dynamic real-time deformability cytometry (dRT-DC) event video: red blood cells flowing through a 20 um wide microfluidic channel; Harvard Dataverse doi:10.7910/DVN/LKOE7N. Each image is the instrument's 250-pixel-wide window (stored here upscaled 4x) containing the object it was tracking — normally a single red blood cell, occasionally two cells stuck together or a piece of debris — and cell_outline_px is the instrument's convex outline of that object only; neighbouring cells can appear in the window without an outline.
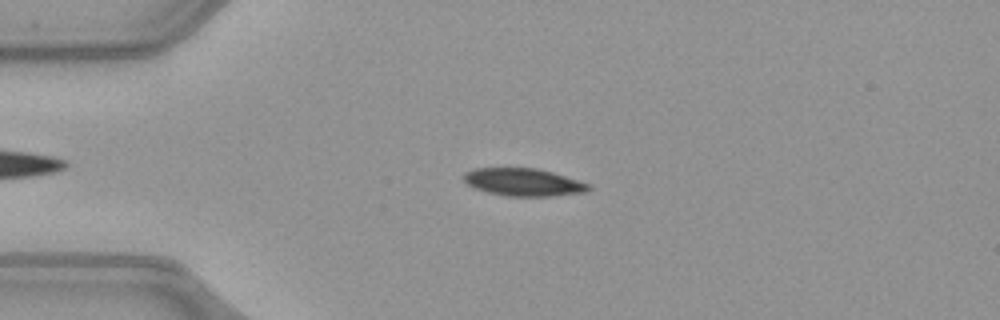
{"species": "common noctule bat (a hibernating species)", "species_latin": "Nyctalus noctula", "temperature_condition": "warm", "stored_images_in_passage": 52, "camera_frame_rate_fps": 3000, "um_per_image_px": 0.085, "animal": {"sex": "female", "body_mass_g": 21.9}, "frame": {"image": 1, "passage_image": 13, "time_ms": 4.0, "image_size_px": [1000, 320], "cell_outline_px": [[592, 188], [588, 192], [548, 196], [504, 196], [488, 192], [476, 188], [468, 184], [464, 180], [464, 172], [476, 168], [536, 168], [552, 172], [588, 184]], "centroid_in_image_um": [44.48, 15.49], "position_along_channel_um": 40.5, "area_um2": 19.88}}
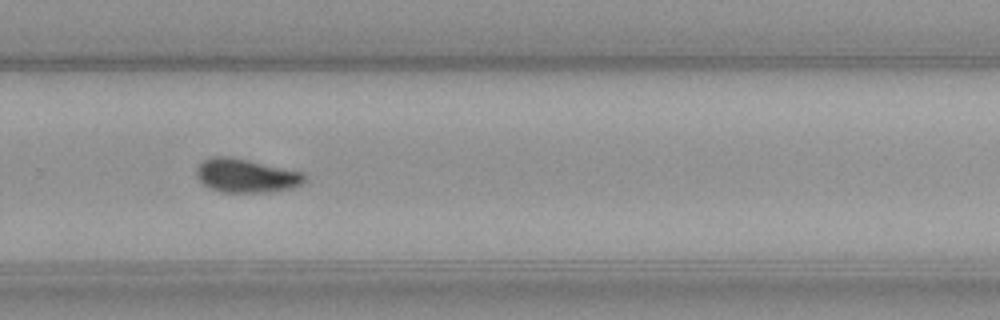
{"frame": {"image": 2, "passage_image": 35, "time_ms": 11.333, "image_size_px": [1000, 320], "cell_outline_px": [[308, 180], [304, 184], [292, 188], [272, 192], [224, 192], [208, 188], [196, 176], [196, 168], [200, 160], [212, 156], [228, 156], [248, 160], [304, 172]], "centroid_in_image_um": [20.94, 14.93], "position_along_channel_um": 308.9, "area_um2": 21.62}}
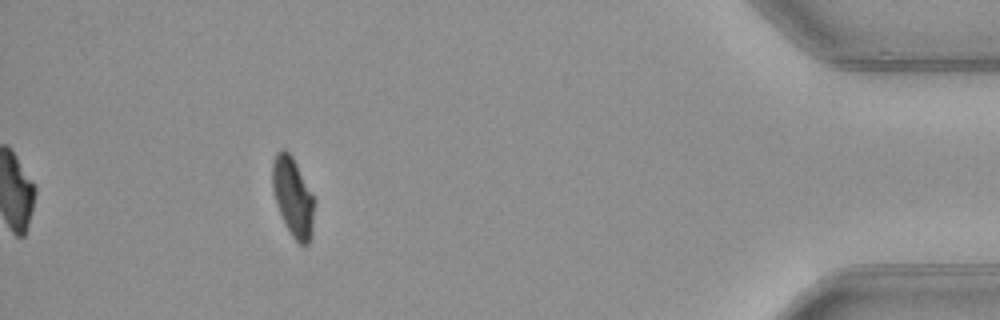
{"frame": {"image": 3, "passage_image": 47, "time_ms": 15.333, "image_size_px": [1000, 320], "cell_outline_px": [[312, 232], [308, 244], [304, 248], [292, 236], [276, 204], [272, 188], [272, 160], [276, 152], [280, 148], [284, 148], [292, 156], [312, 196]], "centroid_in_image_um": [24.84, 16.71], "position_along_channel_um": 410.4, "area_um2": 18.73}, "authors_computed_cell_mechanics": {"area_um2": 20.8369, "velocity_mm_per_s": 4.0227, "shape_relaxation_time_tau1_ms": 4.9616, "shape_relaxation_time_tau2_ms": null, "deformation_change_tau1": 0.1441, "deformation_change_tau2": null}}